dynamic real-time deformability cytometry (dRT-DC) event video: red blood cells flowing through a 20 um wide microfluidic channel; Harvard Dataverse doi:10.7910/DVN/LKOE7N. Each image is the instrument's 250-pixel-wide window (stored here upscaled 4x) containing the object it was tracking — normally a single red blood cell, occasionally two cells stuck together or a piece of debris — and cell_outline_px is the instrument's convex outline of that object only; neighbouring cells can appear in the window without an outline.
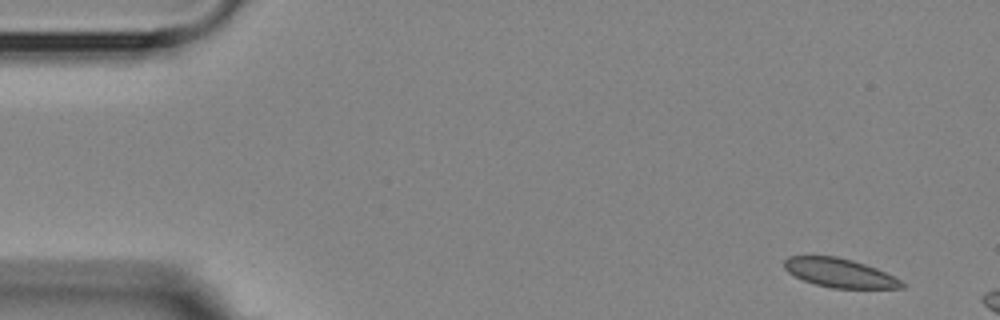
{"species": "Egyptian fruit bat (a non-hibernating species)", "species_latin": "Rousettus aegyptiacus", "temperature_condition": "room temperature", "stored_images_in_passage": 5, "segment_of_instrument_passage": [2, 2], "camera_frame_rate_fps": 3000, "um_per_image_px": 0.085, "animal": {"sex": "female"}, "frame": {"image": 1, "passage_image": 5, "time_ms": 4.667, "image_size_px": [1000, 320], "cell_outline_px": [[908, 284], [904, 288], [832, 288], [816, 284], [804, 280], [788, 272], [784, 268], [784, 260], [788, 256], [836, 256], [852, 260], [876, 268]], "centroid_in_image_um": [71.37, 23.2], "position_along_channel_um": 13.6, "area_um2": 19.65}}